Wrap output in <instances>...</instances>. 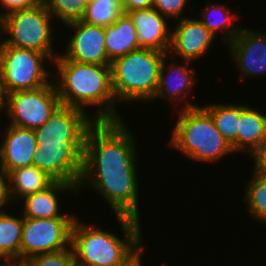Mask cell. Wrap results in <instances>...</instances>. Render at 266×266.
Listing matches in <instances>:
<instances>
[{
	"mask_svg": "<svg viewBox=\"0 0 266 266\" xmlns=\"http://www.w3.org/2000/svg\"><path fill=\"white\" fill-rule=\"evenodd\" d=\"M52 64L53 61L39 51L0 45V86L10 94L48 85L53 76Z\"/></svg>",
	"mask_w": 266,
	"mask_h": 266,
	"instance_id": "cell-7",
	"label": "cell"
},
{
	"mask_svg": "<svg viewBox=\"0 0 266 266\" xmlns=\"http://www.w3.org/2000/svg\"><path fill=\"white\" fill-rule=\"evenodd\" d=\"M201 106L212 118L216 128L224 139L231 145L237 154V130L240 121V104L231 103H205Z\"/></svg>",
	"mask_w": 266,
	"mask_h": 266,
	"instance_id": "cell-24",
	"label": "cell"
},
{
	"mask_svg": "<svg viewBox=\"0 0 266 266\" xmlns=\"http://www.w3.org/2000/svg\"><path fill=\"white\" fill-rule=\"evenodd\" d=\"M10 194L8 173L0 167V211H5L8 205L14 204ZM11 203V204H10Z\"/></svg>",
	"mask_w": 266,
	"mask_h": 266,
	"instance_id": "cell-31",
	"label": "cell"
},
{
	"mask_svg": "<svg viewBox=\"0 0 266 266\" xmlns=\"http://www.w3.org/2000/svg\"><path fill=\"white\" fill-rule=\"evenodd\" d=\"M0 266H21V263L13 260H0Z\"/></svg>",
	"mask_w": 266,
	"mask_h": 266,
	"instance_id": "cell-36",
	"label": "cell"
},
{
	"mask_svg": "<svg viewBox=\"0 0 266 266\" xmlns=\"http://www.w3.org/2000/svg\"><path fill=\"white\" fill-rule=\"evenodd\" d=\"M105 48L110 62L140 49L137 30L127 14L123 13L115 23L105 27Z\"/></svg>",
	"mask_w": 266,
	"mask_h": 266,
	"instance_id": "cell-21",
	"label": "cell"
},
{
	"mask_svg": "<svg viewBox=\"0 0 266 266\" xmlns=\"http://www.w3.org/2000/svg\"><path fill=\"white\" fill-rule=\"evenodd\" d=\"M166 54L141 48L111 62V84L118 104H147L153 99Z\"/></svg>",
	"mask_w": 266,
	"mask_h": 266,
	"instance_id": "cell-5",
	"label": "cell"
},
{
	"mask_svg": "<svg viewBox=\"0 0 266 266\" xmlns=\"http://www.w3.org/2000/svg\"><path fill=\"white\" fill-rule=\"evenodd\" d=\"M53 21L42 1L31 8L6 14L0 18V45L39 51L53 61L60 54L53 45L54 38L60 36L55 32Z\"/></svg>",
	"mask_w": 266,
	"mask_h": 266,
	"instance_id": "cell-6",
	"label": "cell"
},
{
	"mask_svg": "<svg viewBox=\"0 0 266 266\" xmlns=\"http://www.w3.org/2000/svg\"><path fill=\"white\" fill-rule=\"evenodd\" d=\"M175 111L178 119L167 146L182 153L186 159L204 164L217 163L228 154H235L201 105Z\"/></svg>",
	"mask_w": 266,
	"mask_h": 266,
	"instance_id": "cell-4",
	"label": "cell"
},
{
	"mask_svg": "<svg viewBox=\"0 0 266 266\" xmlns=\"http://www.w3.org/2000/svg\"><path fill=\"white\" fill-rule=\"evenodd\" d=\"M245 185V193L242 196L246 204L247 214L252 221L266 224V176L257 174L254 171Z\"/></svg>",
	"mask_w": 266,
	"mask_h": 266,
	"instance_id": "cell-25",
	"label": "cell"
},
{
	"mask_svg": "<svg viewBox=\"0 0 266 266\" xmlns=\"http://www.w3.org/2000/svg\"><path fill=\"white\" fill-rule=\"evenodd\" d=\"M160 266H168V265H167L166 263L163 262L162 265H160Z\"/></svg>",
	"mask_w": 266,
	"mask_h": 266,
	"instance_id": "cell-37",
	"label": "cell"
},
{
	"mask_svg": "<svg viewBox=\"0 0 266 266\" xmlns=\"http://www.w3.org/2000/svg\"><path fill=\"white\" fill-rule=\"evenodd\" d=\"M114 217L123 232L122 238L98 224H86L79 220L80 217L75 219L71 246L76 266H119L144 244L140 220L127 216Z\"/></svg>",
	"mask_w": 266,
	"mask_h": 266,
	"instance_id": "cell-3",
	"label": "cell"
},
{
	"mask_svg": "<svg viewBox=\"0 0 266 266\" xmlns=\"http://www.w3.org/2000/svg\"><path fill=\"white\" fill-rule=\"evenodd\" d=\"M226 46L241 80L266 76V32L243 26Z\"/></svg>",
	"mask_w": 266,
	"mask_h": 266,
	"instance_id": "cell-14",
	"label": "cell"
},
{
	"mask_svg": "<svg viewBox=\"0 0 266 266\" xmlns=\"http://www.w3.org/2000/svg\"><path fill=\"white\" fill-rule=\"evenodd\" d=\"M76 218L24 217L20 246V263L48 252L71 246V231Z\"/></svg>",
	"mask_w": 266,
	"mask_h": 266,
	"instance_id": "cell-9",
	"label": "cell"
},
{
	"mask_svg": "<svg viewBox=\"0 0 266 266\" xmlns=\"http://www.w3.org/2000/svg\"><path fill=\"white\" fill-rule=\"evenodd\" d=\"M86 142L37 143L32 165L54 181L79 185Z\"/></svg>",
	"mask_w": 266,
	"mask_h": 266,
	"instance_id": "cell-10",
	"label": "cell"
},
{
	"mask_svg": "<svg viewBox=\"0 0 266 266\" xmlns=\"http://www.w3.org/2000/svg\"><path fill=\"white\" fill-rule=\"evenodd\" d=\"M122 0H93L87 3L84 22L107 27L123 14Z\"/></svg>",
	"mask_w": 266,
	"mask_h": 266,
	"instance_id": "cell-26",
	"label": "cell"
},
{
	"mask_svg": "<svg viewBox=\"0 0 266 266\" xmlns=\"http://www.w3.org/2000/svg\"><path fill=\"white\" fill-rule=\"evenodd\" d=\"M152 5L153 0H122V9L125 14L133 10L150 9Z\"/></svg>",
	"mask_w": 266,
	"mask_h": 266,
	"instance_id": "cell-33",
	"label": "cell"
},
{
	"mask_svg": "<svg viewBox=\"0 0 266 266\" xmlns=\"http://www.w3.org/2000/svg\"><path fill=\"white\" fill-rule=\"evenodd\" d=\"M132 20L141 48L168 53L171 42V24L154 8L133 10L126 13ZM169 23V24H168Z\"/></svg>",
	"mask_w": 266,
	"mask_h": 266,
	"instance_id": "cell-18",
	"label": "cell"
},
{
	"mask_svg": "<svg viewBox=\"0 0 266 266\" xmlns=\"http://www.w3.org/2000/svg\"><path fill=\"white\" fill-rule=\"evenodd\" d=\"M10 194L17 205L19 200L27 195L42 191L54 180L34 165L20 167L8 173Z\"/></svg>",
	"mask_w": 266,
	"mask_h": 266,
	"instance_id": "cell-22",
	"label": "cell"
},
{
	"mask_svg": "<svg viewBox=\"0 0 266 266\" xmlns=\"http://www.w3.org/2000/svg\"><path fill=\"white\" fill-rule=\"evenodd\" d=\"M146 248L143 244L127 261L119 266H143L142 254H144Z\"/></svg>",
	"mask_w": 266,
	"mask_h": 266,
	"instance_id": "cell-34",
	"label": "cell"
},
{
	"mask_svg": "<svg viewBox=\"0 0 266 266\" xmlns=\"http://www.w3.org/2000/svg\"><path fill=\"white\" fill-rule=\"evenodd\" d=\"M60 104L52 80L37 89L7 94L6 118L12 126L35 129L42 126Z\"/></svg>",
	"mask_w": 266,
	"mask_h": 266,
	"instance_id": "cell-8",
	"label": "cell"
},
{
	"mask_svg": "<svg viewBox=\"0 0 266 266\" xmlns=\"http://www.w3.org/2000/svg\"><path fill=\"white\" fill-rule=\"evenodd\" d=\"M21 266H76L72 246L55 252H48L31 257L21 263Z\"/></svg>",
	"mask_w": 266,
	"mask_h": 266,
	"instance_id": "cell-28",
	"label": "cell"
},
{
	"mask_svg": "<svg viewBox=\"0 0 266 266\" xmlns=\"http://www.w3.org/2000/svg\"><path fill=\"white\" fill-rule=\"evenodd\" d=\"M52 65V80L61 104L88 110L97 121L124 120L112 90L110 65L79 63L60 54Z\"/></svg>",
	"mask_w": 266,
	"mask_h": 266,
	"instance_id": "cell-2",
	"label": "cell"
},
{
	"mask_svg": "<svg viewBox=\"0 0 266 266\" xmlns=\"http://www.w3.org/2000/svg\"><path fill=\"white\" fill-rule=\"evenodd\" d=\"M71 30L60 55L79 63L110 65L105 48V27L91 25L83 20L64 25ZM73 34V35H72ZM66 46V47H65ZM65 51V52H64Z\"/></svg>",
	"mask_w": 266,
	"mask_h": 266,
	"instance_id": "cell-13",
	"label": "cell"
},
{
	"mask_svg": "<svg viewBox=\"0 0 266 266\" xmlns=\"http://www.w3.org/2000/svg\"><path fill=\"white\" fill-rule=\"evenodd\" d=\"M250 104L240 103V121L237 130V154L251 156L266 140V112Z\"/></svg>",
	"mask_w": 266,
	"mask_h": 266,
	"instance_id": "cell-19",
	"label": "cell"
},
{
	"mask_svg": "<svg viewBox=\"0 0 266 266\" xmlns=\"http://www.w3.org/2000/svg\"><path fill=\"white\" fill-rule=\"evenodd\" d=\"M169 58L171 60L170 62H168ZM174 59L176 58H171L168 54L165 55L160 69L158 86L150 102L158 99L166 101L172 106L169 109L173 108V110L198 107L199 105L197 103L195 104L188 100L190 98L192 99V97L194 99L195 97V93L192 91H194L196 88L195 84L197 85L199 81V78H197V70L194 66H191L193 68H189V64L191 65L193 63L191 61L178 60L174 62Z\"/></svg>",
	"mask_w": 266,
	"mask_h": 266,
	"instance_id": "cell-11",
	"label": "cell"
},
{
	"mask_svg": "<svg viewBox=\"0 0 266 266\" xmlns=\"http://www.w3.org/2000/svg\"><path fill=\"white\" fill-rule=\"evenodd\" d=\"M72 192L78 193L77 188L72 184H67L60 181H54L46 189L27 195L19 202H21L20 211L23 217L26 218H77L76 214L72 212H62V206L60 202L63 199L60 198V194ZM61 208V209H60ZM22 209V210H21ZM61 210V211H60Z\"/></svg>",
	"mask_w": 266,
	"mask_h": 266,
	"instance_id": "cell-17",
	"label": "cell"
},
{
	"mask_svg": "<svg viewBox=\"0 0 266 266\" xmlns=\"http://www.w3.org/2000/svg\"><path fill=\"white\" fill-rule=\"evenodd\" d=\"M136 143L125 119L97 121L86 136L83 172L75 195L84 187L92 188L113 215L141 220Z\"/></svg>",
	"mask_w": 266,
	"mask_h": 266,
	"instance_id": "cell-1",
	"label": "cell"
},
{
	"mask_svg": "<svg viewBox=\"0 0 266 266\" xmlns=\"http://www.w3.org/2000/svg\"><path fill=\"white\" fill-rule=\"evenodd\" d=\"M0 137V167L7 173L31 166L37 141L34 129L21 128L7 124Z\"/></svg>",
	"mask_w": 266,
	"mask_h": 266,
	"instance_id": "cell-16",
	"label": "cell"
},
{
	"mask_svg": "<svg viewBox=\"0 0 266 266\" xmlns=\"http://www.w3.org/2000/svg\"><path fill=\"white\" fill-rule=\"evenodd\" d=\"M190 0H153L152 8L157 10L161 15L171 21H178L188 17L183 12L192 9L188 3ZM189 7V8H187ZM184 14V15H183Z\"/></svg>",
	"mask_w": 266,
	"mask_h": 266,
	"instance_id": "cell-29",
	"label": "cell"
},
{
	"mask_svg": "<svg viewBox=\"0 0 266 266\" xmlns=\"http://www.w3.org/2000/svg\"><path fill=\"white\" fill-rule=\"evenodd\" d=\"M252 169L255 173L266 176V140L263 144L250 156Z\"/></svg>",
	"mask_w": 266,
	"mask_h": 266,
	"instance_id": "cell-32",
	"label": "cell"
},
{
	"mask_svg": "<svg viewBox=\"0 0 266 266\" xmlns=\"http://www.w3.org/2000/svg\"><path fill=\"white\" fill-rule=\"evenodd\" d=\"M97 120L82 109L60 104L45 123L34 129L37 143L86 142Z\"/></svg>",
	"mask_w": 266,
	"mask_h": 266,
	"instance_id": "cell-12",
	"label": "cell"
},
{
	"mask_svg": "<svg viewBox=\"0 0 266 266\" xmlns=\"http://www.w3.org/2000/svg\"><path fill=\"white\" fill-rule=\"evenodd\" d=\"M174 22L176 25L174 23L171 27L169 56H179L177 58L181 60L195 62L208 54L217 37L196 17H186Z\"/></svg>",
	"mask_w": 266,
	"mask_h": 266,
	"instance_id": "cell-15",
	"label": "cell"
},
{
	"mask_svg": "<svg viewBox=\"0 0 266 266\" xmlns=\"http://www.w3.org/2000/svg\"><path fill=\"white\" fill-rule=\"evenodd\" d=\"M6 106H7V94L0 86V114L5 115L4 117H6Z\"/></svg>",
	"mask_w": 266,
	"mask_h": 266,
	"instance_id": "cell-35",
	"label": "cell"
},
{
	"mask_svg": "<svg viewBox=\"0 0 266 266\" xmlns=\"http://www.w3.org/2000/svg\"><path fill=\"white\" fill-rule=\"evenodd\" d=\"M209 2V3H208ZM198 14L197 18L213 35L219 37L225 46L229 44L241 32L243 26L234 24L240 18L238 12L233 7L228 6V1L222 4L219 2L207 1ZM227 3V4H226ZM238 14V15H237ZM219 32V33H218Z\"/></svg>",
	"mask_w": 266,
	"mask_h": 266,
	"instance_id": "cell-20",
	"label": "cell"
},
{
	"mask_svg": "<svg viewBox=\"0 0 266 266\" xmlns=\"http://www.w3.org/2000/svg\"><path fill=\"white\" fill-rule=\"evenodd\" d=\"M11 212L14 211H0V260L20 262L24 217Z\"/></svg>",
	"mask_w": 266,
	"mask_h": 266,
	"instance_id": "cell-23",
	"label": "cell"
},
{
	"mask_svg": "<svg viewBox=\"0 0 266 266\" xmlns=\"http://www.w3.org/2000/svg\"><path fill=\"white\" fill-rule=\"evenodd\" d=\"M40 2L41 0H0V8L3 10L0 18L16 10L31 8Z\"/></svg>",
	"mask_w": 266,
	"mask_h": 266,
	"instance_id": "cell-30",
	"label": "cell"
},
{
	"mask_svg": "<svg viewBox=\"0 0 266 266\" xmlns=\"http://www.w3.org/2000/svg\"><path fill=\"white\" fill-rule=\"evenodd\" d=\"M48 12L62 26L82 20L87 9L86 0H41Z\"/></svg>",
	"mask_w": 266,
	"mask_h": 266,
	"instance_id": "cell-27",
	"label": "cell"
}]
</instances>
